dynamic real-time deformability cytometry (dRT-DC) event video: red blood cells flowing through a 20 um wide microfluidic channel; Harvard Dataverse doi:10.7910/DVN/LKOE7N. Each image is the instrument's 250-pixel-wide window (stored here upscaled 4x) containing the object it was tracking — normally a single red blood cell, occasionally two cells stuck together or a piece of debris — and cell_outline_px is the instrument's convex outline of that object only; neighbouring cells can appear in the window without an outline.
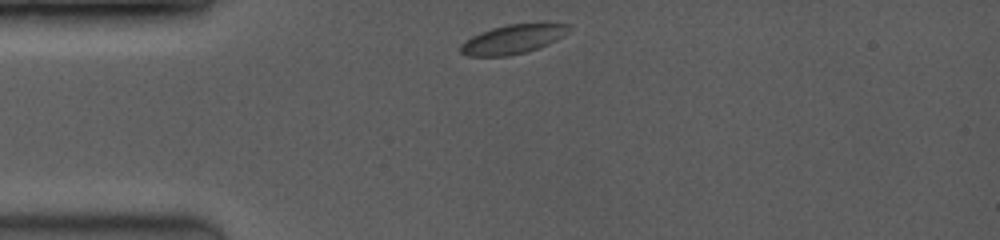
{"species": "common noctule bat (a hibernating species)", "species_latin": "Nyctalus noctula", "temperature_condition": "room temperature", "stored_images_in_passage": 38, "camera_frame_rate_fps": 3500, "um_per_image_px": 0.085, "animal": {"sex": "female", "body_mass_g": 19.0, "forearm_length_mm": 53.3}, "frame": {"image": 1, "passage_image": 1, "time_ms": 0.0, "image_size_px": [1000, 240], "cell_outline_px": [[572, 28], [556, 40], [548, 44], [524, 52], [508, 56], [468, 56], [460, 52], [460, 44], [464, 40], [480, 32], [492, 28], [508, 24], [548, 20], [572, 24]], "centroid_in_image_um": [43.67, 3.27], "position_along_channel_um": 41.3, "area_um2": 19.07}}
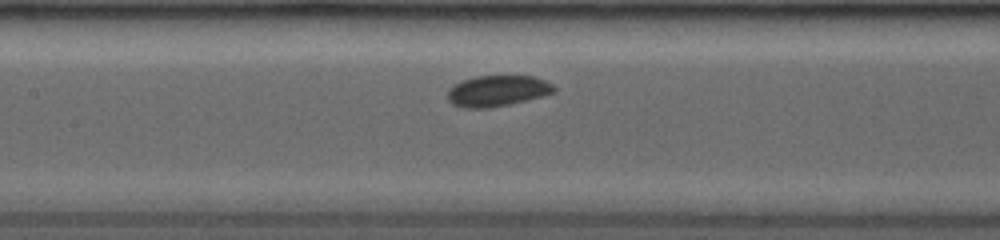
{"frame": {"image": 2, "passage_image": 14, "time_ms": 3.714, "image_size_px": [1000, 240], "cell_outline_px": [[556, 92], [508, 104], [488, 108], [464, 108], [452, 104], [448, 100], [448, 88], [460, 80], [476, 76], [532, 76], [544, 80], [552, 84], [556, 88]], "centroid_in_image_um": [42.23, 7.72], "position_along_channel_um": 165.2, "area_um2": 19.13}}
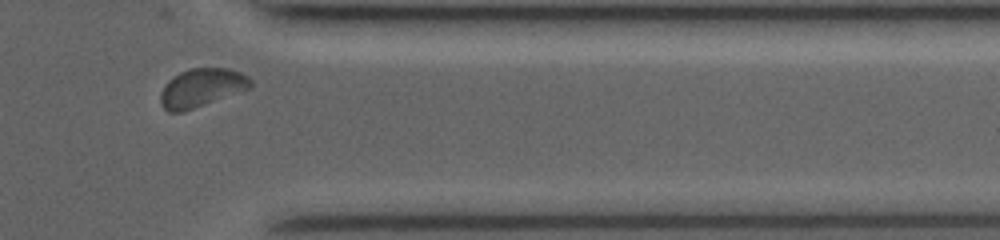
{"frame": {"image": 3, "passage_image": 34, "time_ms": 9.429, "image_size_px": [1000, 240], "cell_outline_px": [[252, 88], [184, 112], [168, 112], [160, 104], [160, 92], [164, 84], [172, 76], [188, 68], [228, 68], [240, 72], [248, 76], [252, 80]], "centroid_in_image_um": [17.12, 7.46], "position_along_channel_um": 394.3, "area_um2": 20.58}}